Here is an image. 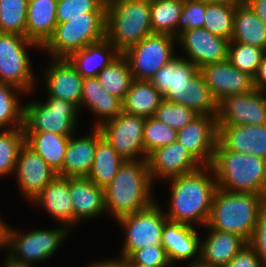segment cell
<instances>
[{"instance_id": "obj_3", "label": "cell", "mask_w": 266, "mask_h": 267, "mask_svg": "<svg viewBox=\"0 0 266 267\" xmlns=\"http://www.w3.org/2000/svg\"><path fill=\"white\" fill-rule=\"evenodd\" d=\"M218 188L266 197V159L225 149L219 142L210 165Z\"/></svg>"}, {"instance_id": "obj_34", "label": "cell", "mask_w": 266, "mask_h": 267, "mask_svg": "<svg viewBox=\"0 0 266 267\" xmlns=\"http://www.w3.org/2000/svg\"><path fill=\"white\" fill-rule=\"evenodd\" d=\"M199 68L182 56H175L163 66L150 80L154 87L164 95L172 85L186 84Z\"/></svg>"}, {"instance_id": "obj_7", "label": "cell", "mask_w": 266, "mask_h": 267, "mask_svg": "<svg viewBox=\"0 0 266 267\" xmlns=\"http://www.w3.org/2000/svg\"><path fill=\"white\" fill-rule=\"evenodd\" d=\"M79 107L60 98L47 97L46 102L24 105L25 132H52L72 136L78 123Z\"/></svg>"}, {"instance_id": "obj_40", "label": "cell", "mask_w": 266, "mask_h": 267, "mask_svg": "<svg viewBox=\"0 0 266 267\" xmlns=\"http://www.w3.org/2000/svg\"><path fill=\"white\" fill-rule=\"evenodd\" d=\"M28 0H0V32L25 36Z\"/></svg>"}, {"instance_id": "obj_5", "label": "cell", "mask_w": 266, "mask_h": 267, "mask_svg": "<svg viewBox=\"0 0 266 267\" xmlns=\"http://www.w3.org/2000/svg\"><path fill=\"white\" fill-rule=\"evenodd\" d=\"M151 34L150 0H107L106 38L120 53Z\"/></svg>"}, {"instance_id": "obj_22", "label": "cell", "mask_w": 266, "mask_h": 267, "mask_svg": "<svg viewBox=\"0 0 266 267\" xmlns=\"http://www.w3.org/2000/svg\"><path fill=\"white\" fill-rule=\"evenodd\" d=\"M32 202L41 205L40 207H43L51 217L62 222L68 229L74 224V209L68 177L57 175L32 199Z\"/></svg>"}, {"instance_id": "obj_2", "label": "cell", "mask_w": 266, "mask_h": 267, "mask_svg": "<svg viewBox=\"0 0 266 267\" xmlns=\"http://www.w3.org/2000/svg\"><path fill=\"white\" fill-rule=\"evenodd\" d=\"M153 185L147 159L125 160L112 181L104 187L106 213H113L116 221L149 207L155 201L151 193Z\"/></svg>"}, {"instance_id": "obj_28", "label": "cell", "mask_w": 266, "mask_h": 267, "mask_svg": "<svg viewBox=\"0 0 266 267\" xmlns=\"http://www.w3.org/2000/svg\"><path fill=\"white\" fill-rule=\"evenodd\" d=\"M120 52L105 38L73 52L67 59L83 78L97 77Z\"/></svg>"}, {"instance_id": "obj_4", "label": "cell", "mask_w": 266, "mask_h": 267, "mask_svg": "<svg viewBox=\"0 0 266 267\" xmlns=\"http://www.w3.org/2000/svg\"><path fill=\"white\" fill-rule=\"evenodd\" d=\"M266 197L255 193L228 192L217 188L206 227L228 232L249 242Z\"/></svg>"}, {"instance_id": "obj_25", "label": "cell", "mask_w": 266, "mask_h": 267, "mask_svg": "<svg viewBox=\"0 0 266 267\" xmlns=\"http://www.w3.org/2000/svg\"><path fill=\"white\" fill-rule=\"evenodd\" d=\"M206 238L200 241V261L210 267H225L247 244L240 236L207 228Z\"/></svg>"}, {"instance_id": "obj_46", "label": "cell", "mask_w": 266, "mask_h": 267, "mask_svg": "<svg viewBox=\"0 0 266 267\" xmlns=\"http://www.w3.org/2000/svg\"><path fill=\"white\" fill-rule=\"evenodd\" d=\"M128 259L142 267H169L170 262L163 245L147 246L134 251Z\"/></svg>"}, {"instance_id": "obj_9", "label": "cell", "mask_w": 266, "mask_h": 267, "mask_svg": "<svg viewBox=\"0 0 266 267\" xmlns=\"http://www.w3.org/2000/svg\"><path fill=\"white\" fill-rule=\"evenodd\" d=\"M157 202L116 220L126 230L120 257L128 258L134 251L149 245H161L162 230L168 218Z\"/></svg>"}, {"instance_id": "obj_43", "label": "cell", "mask_w": 266, "mask_h": 267, "mask_svg": "<svg viewBox=\"0 0 266 267\" xmlns=\"http://www.w3.org/2000/svg\"><path fill=\"white\" fill-rule=\"evenodd\" d=\"M198 115L193 109L183 104L163 99L153 117L178 132Z\"/></svg>"}, {"instance_id": "obj_48", "label": "cell", "mask_w": 266, "mask_h": 267, "mask_svg": "<svg viewBox=\"0 0 266 267\" xmlns=\"http://www.w3.org/2000/svg\"><path fill=\"white\" fill-rule=\"evenodd\" d=\"M225 267H264L261 258L247 243Z\"/></svg>"}, {"instance_id": "obj_33", "label": "cell", "mask_w": 266, "mask_h": 267, "mask_svg": "<svg viewBox=\"0 0 266 267\" xmlns=\"http://www.w3.org/2000/svg\"><path fill=\"white\" fill-rule=\"evenodd\" d=\"M97 78L110 94L121 100L124 99L134 81L129 62L123 53L107 65L97 75Z\"/></svg>"}, {"instance_id": "obj_13", "label": "cell", "mask_w": 266, "mask_h": 267, "mask_svg": "<svg viewBox=\"0 0 266 267\" xmlns=\"http://www.w3.org/2000/svg\"><path fill=\"white\" fill-rule=\"evenodd\" d=\"M218 126L266 125V92L255 88L232 94L218 102Z\"/></svg>"}, {"instance_id": "obj_1", "label": "cell", "mask_w": 266, "mask_h": 267, "mask_svg": "<svg viewBox=\"0 0 266 267\" xmlns=\"http://www.w3.org/2000/svg\"><path fill=\"white\" fill-rule=\"evenodd\" d=\"M168 181L171 183V203L165 213L168 220L189 226H206L218 188L213 168L202 166Z\"/></svg>"}, {"instance_id": "obj_29", "label": "cell", "mask_w": 266, "mask_h": 267, "mask_svg": "<svg viewBox=\"0 0 266 267\" xmlns=\"http://www.w3.org/2000/svg\"><path fill=\"white\" fill-rule=\"evenodd\" d=\"M230 42L266 50V25L247 3L236 6Z\"/></svg>"}, {"instance_id": "obj_11", "label": "cell", "mask_w": 266, "mask_h": 267, "mask_svg": "<svg viewBox=\"0 0 266 267\" xmlns=\"http://www.w3.org/2000/svg\"><path fill=\"white\" fill-rule=\"evenodd\" d=\"M32 231V232H31ZM23 234L10 228L8 254L27 264L40 263L53 254L68 237L69 229L65 226L56 229H35Z\"/></svg>"}, {"instance_id": "obj_32", "label": "cell", "mask_w": 266, "mask_h": 267, "mask_svg": "<svg viewBox=\"0 0 266 267\" xmlns=\"http://www.w3.org/2000/svg\"><path fill=\"white\" fill-rule=\"evenodd\" d=\"M125 159L102 137L98 129V143L92 169L87 176L93 183L106 187L117 174Z\"/></svg>"}, {"instance_id": "obj_17", "label": "cell", "mask_w": 266, "mask_h": 267, "mask_svg": "<svg viewBox=\"0 0 266 267\" xmlns=\"http://www.w3.org/2000/svg\"><path fill=\"white\" fill-rule=\"evenodd\" d=\"M14 173L20 192L29 201L57 176V173L26 144L19 150Z\"/></svg>"}, {"instance_id": "obj_44", "label": "cell", "mask_w": 266, "mask_h": 267, "mask_svg": "<svg viewBox=\"0 0 266 267\" xmlns=\"http://www.w3.org/2000/svg\"><path fill=\"white\" fill-rule=\"evenodd\" d=\"M107 0H58L56 18L58 23L72 17L85 16L88 12H106Z\"/></svg>"}, {"instance_id": "obj_23", "label": "cell", "mask_w": 266, "mask_h": 267, "mask_svg": "<svg viewBox=\"0 0 266 267\" xmlns=\"http://www.w3.org/2000/svg\"><path fill=\"white\" fill-rule=\"evenodd\" d=\"M69 190L74 209V225L78 221L100 217L106 213L104 188L97 186L88 177L69 178Z\"/></svg>"}, {"instance_id": "obj_53", "label": "cell", "mask_w": 266, "mask_h": 267, "mask_svg": "<svg viewBox=\"0 0 266 267\" xmlns=\"http://www.w3.org/2000/svg\"><path fill=\"white\" fill-rule=\"evenodd\" d=\"M9 225H6L3 220L0 218V247L8 249L9 245V233H10Z\"/></svg>"}, {"instance_id": "obj_6", "label": "cell", "mask_w": 266, "mask_h": 267, "mask_svg": "<svg viewBox=\"0 0 266 267\" xmlns=\"http://www.w3.org/2000/svg\"><path fill=\"white\" fill-rule=\"evenodd\" d=\"M106 38V12H88L58 23L41 48L52 58H68L73 52Z\"/></svg>"}, {"instance_id": "obj_16", "label": "cell", "mask_w": 266, "mask_h": 267, "mask_svg": "<svg viewBox=\"0 0 266 267\" xmlns=\"http://www.w3.org/2000/svg\"><path fill=\"white\" fill-rule=\"evenodd\" d=\"M147 161L152 183L157 177L169 180L202 167L178 141L156 148L148 155Z\"/></svg>"}, {"instance_id": "obj_54", "label": "cell", "mask_w": 266, "mask_h": 267, "mask_svg": "<svg viewBox=\"0 0 266 267\" xmlns=\"http://www.w3.org/2000/svg\"><path fill=\"white\" fill-rule=\"evenodd\" d=\"M7 255V258H5L7 260L4 262L5 264L2 267H33V265L31 264H27L23 261H18L14 259L11 255Z\"/></svg>"}, {"instance_id": "obj_21", "label": "cell", "mask_w": 266, "mask_h": 267, "mask_svg": "<svg viewBox=\"0 0 266 267\" xmlns=\"http://www.w3.org/2000/svg\"><path fill=\"white\" fill-rule=\"evenodd\" d=\"M218 142L227 150L266 159V125L218 126Z\"/></svg>"}, {"instance_id": "obj_39", "label": "cell", "mask_w": 266, "mask_h": 267, "mask_svg": "<svg viewBox=\"0 0 266 267\" xmlns=\"http://www.w3.org/2000/svg\"><path fill=\"white\" fill-rule=\"evenodd\" d=\"M24 144L23 127L0 130V177L14 173L19 150Z\"/></svg>"}, {"instance_id": "obj_26", "label": "cell", "mask_w": 266, "mask_h": 267, "mask_svg": "<svg viewBox=\"0 0 266 267\" xmlns=\"http://www.w3.org/2000/svg\"><path fill=\"white\" fill-rule=\"evenodd\" d=\"M84 106L99 117L94 128H99L123 111L122 100L110 94L97 77L83 79L80 108Z\"/></svg>"}, {"instance_id": "obj_36", "label": "cell", "mask_w": 266, "mask_h": 267, "mask_svg": "<svg viewBox=\"0 0 266 267\" xmlns=\"http://www.w3.org/2000/svg\"><path fill=\"white\" fill-rule=\"evenodd\" d=\"M184 0H150V18L153 33L176 37V27Z\"/></svg>"}, {"instance_id": "obj_42", "label": "cell", "mask_w": 266, "mask_h": 267, "mask_svg": "<svg viewBox=\"0 0 266 267\" xmlns=\"http://www.w3.org/2000/svg\"><path fill=\"white\" fill-rule=\"evenodd\" d=\"M144 159L156 148L177 141V131L154 117L145 119L143 128Z\"/></svg>"}, {"instance_id": "obj_31", "label": "cell", "mask_w": 266, "mask_h": 267, "mask_svg": "<svg viewBox=\"0 0 266 267\" xmlns=\"http://www.w3.org/2000/svg\"><path fill=\"white\" fill-rule=\"evenodd\" d=\"M70 136L52 132H25V144L37 153L57 174L62 170Z\"/></svg>"}, {"instance_id": "obj_41", "label": "cell", "mask_w": 266, "mask_h": 267, "mask_svg": "<svg viewBox=\"0 0 266 267\" xmlns=\"http://www.w3.org/2000/svg\"><path fill=\"white\" fill-rule=\"evenodd\" d=\"M266 50L243 43L229 42L228 60L242 72L254 77Z\"/></svg>"}, {"instance_id": "obj_52", "label": "cell", "mask_w": 266, "mask_h": 267, "mask_svg": "<svg viewBox=\"0 0 266 267\" xmlns=\"http://www.w3.org/2000/svg\"><path fill=\"white\" fill-rule=\"evenodd\" d=\"M87 267H125V258L119 257L118 259H106V261H95L90 263Z\"/></svg>"}, {"instance_id": "obj_37", "label": "cell", "mask_w": 266, "mask_h": 267, "mask_svg": "<svg viewBox=\"0 0 266 267\" xmlns=\"http://www.w3.org/2000/svg\"><path fill=\"white\" fill-rule=\"evenodd\" d=\"M235 9V5L206 2L203 28L231 41Z\"/></svg>"}, {"instance_id": "obj_47", "label": "cell", "mask_w": 266, "mask_h": 267, "mask_svg": "<svg viewBox=\"0 0 266 267\" xmlns=\"http://www.w3.org/2000/svg\"><path fill=\"white\" fill-rule=\"evenodd\" d=\"M266 267V202L261 206L255 230L248 242Z\"/></svg>"}, {"instance_id": "obj_50", "label": "cell", "mask_w": 266, "mask_h": 267, "mask_svg": "<svg viewBox=\"0 0 266 267\" xmlns=\"http://www.w3.org/2000/svg\"><path fill=\"white\" fill-rule=\"evenodd\" d=\"M254 88L266 92V53L264 54L257 73L253 77Z\"/></svg>"}, {"instance_id": "obj_49", "label": "cell", "mask_w": 266, "mask_h": 267, "mask_svg": "<svg viewBox=\"0 0 266 267\" xmlns=\"http://www.w3.org/2000/svg\"><path fill=\"white\" fill-rule=\"evenodd\" d=\"M186 84L172 85L163 95V99L172 103L182 104Z\"/></svg>"}, {"instance_id": "obj_10", "label": "cell", "mask_w": 266, "mask_h": 267, "mask_svg": "<svg viewBox=\"0 0 266 267\" xmlns=\"http://www.w3.org/2000/svg\"><path fill=\"white\" fill-rule=\"evenodd\" d=\"M177 37L153 33L129 47L123 54L127 58L134 79L151 80L175 55Z\"/></svg>"}, {"instance_id": "obj_15", "label": "cell", "mask_w": 266, "mask_h": 267, "mask_svg": "<svg viewBox=\"0 0 266 267\" xmlns=\"http://www.w3.org/2000/svg\"><path fill=\"white\" fill-rule=\"evenodd\" d=\"M177 141L202 165L210 166L218 143L216 116L198 115L177 132Z\"/></svg>"}, {"instance_id": "obj_45", "label": "cell", "mask_w": 266, "mask_h": 267, "mask_svg": "<svg viewBox=\"0 0 266 267\" xmlns=\"http://www.w3.org/2000/svg\"><path fill=\"white\" fill-rule=\"evenodd\" d=\"M206 2L203 0H184L182 13L176 27V37L185 30L203 28Z\"/></svg>"}, {"instance_id": "obj_24", "label": "cell", "mask_w": 266, "mask_h": 267, "mask_svg": "<svg viewBox=\"0 0 266 267\" xmlns=\"http://www.w3.org/2000/svg\"><path fill=\"white\" fill-rule=\"evenodd\" d=\"M70 136L66 148L62 170L57 174L62 177H87L92 169L98 143V128H93L91 135L80 138Z\"/></svg>"}, {"instance_id": "obj_30", "label": "cell", "mask_w": 266, "mask_h": 267, "mask_svg": "<svg viewBox=\"0 0 266 267\" xmlns=\"http://www.w3.org/2000/svg\"><path fill=\"white\" fill-rule=\"evenodd\" d=\"M163 95L150 80L134 79L127 94L122 100V110L126 114L153 117Z\"/></svg>"}, {"instance_id": "obj_51", "label": "cell", "mask_w": 266, "mask_h": 267, "mask_svg": "<svg viewBox=\"0 0 266 267\" xmlns=\"http://www.w3.org/2000/svg\"><path fill=\"white\" fill-rule=\"evenodd\" d=\"M246 3L266 25V0H246Z\"/></svg>"}, {"instance_id": "obj_56", "label": "cell", "mask_w": 266, "mask_h": 267, "mask_svg": "<svg viewBox=\"0 0 266 267\" xmlns=\"http://www.w3.org/2000/svg\"><path fill=\"white\" fill-rule=\"evenodd\" d=\"M189 265L187 267H210L209 265H206V264L202 263L201 261H197V262L193 261Z\"/></svg>"}, {"instance_id": "obj_18", "label": "cell", "mask_w": 266, "mask_h": 267, "mask_svg": "<svg viewBox=\"0 0 266 267\" xmlns=\"http://www.w3.org/2000/svg\"><path fill=\"white\" fill-rule=\"evenodd\" d=\"M199 71L218 102L229 95L254 89L253 77L234 67L228 59L208 64Z\"/></svg>"}, {"instance_id": "obj_19", "label": "cell", "mask_w": 266, "mask_h": 267, "mask_svg": "<svg viewBox=\"0 0 266 267\" xmlns=\"http://www.w3.org/2000/svg\"><path fill=\"white\" fill-rule=\"evenodd\" d=\"M43 73L48 97L60 98L79 107L83 88V77L67 58H52Z\"/></svg>"}, {"instance_id": "obj_12", "label": "cell", "mask_w": 266, "mask_h": 267, "mask_svg": "<svg viewBox=\"0 0 266 267\" xmlns=\"http://www.w3.org/2000/svg\"><path fill=\"white\" fill-rule=\"evenodd\" d=\"M145 117L121 112L98 129L102 137L125 160L144 159L143 128Z\"/></svg>"}, {"instance_id": "obj_27", "label": "cell", "mask_w": 266, "mask_h": 267, "mask_svg": "<svg viewBox=\"0 0 266 267\" xmlns=\"http://www.w3.org/2000/svg\"><path fill=\"white\" fill-rule=\"evenodd\" d=\"M58 0L28 1L25 37L42 48L52 37L57 26Z\"/></svg>"}, {"instance_id": "obj_35", "label": "cell", "mask_w": 266, "mask_h": 267, "mask_svg": "<svg viewBox=\"0 0 266 267\" xmlns=\"http://www.w3.org/2000/svg\"><path fill=\"white\" fill-rule=\"evenodd\" d=\"M182 104L199 115L217 116L218 101L208 88L200 71L186 83Z\"/></svg>"}, {"instance_id": "obj_20", "label": "cell", "mask_w": 266, "mask_h": 267, "mask_svg": "<svg viewBox=\"0 0 266 267\" xmlns=\"http://www.w3.org/2000/svg\"><path fill=\"white\" fill-rule=\"evenodd\" d=\"M200 241L193 226L168 220L162 230L161 244L171 265L173 262L187 261L195 256L194 262L200 261Z\"/></svg>"}, {"instance_id": "obj_55", "label": "cell", "mask_w": 266, "mask_h": 267, "mask_svg": "<svg viewBox=\"0 0 266 267\" xmlns=\"http://www.w3.org/2000/svg\"><path fill=\"white\" fill-rule=\"evenodd\" d=\"M207 3H224L229 5H241L246 3V0H203Z\"/></svg>"}, {"instance_id": "obj_38", "label": "cell", "mask_w": 266, "mask_h": 267, "mask_svg": "<svg viewBox=\"0 0 266 267\" xmlns=\"http://www.w3.org/2000/svg\"><path fill=\"white\" fill-rule=\"evenodd\" d=\"M22 92L12 85L0 82V130L11 125L10 129L23 127L24 106H20L19 96H16Z\"/></svg>"}, {"instance_id": "obj_14", "label": "cell", "mask_w": 266, "mask_h": 267, "mask_svg": "<svg viewBox=\"0 0 266 267\" xmlns=\"http://www.w3.org/2000/svg\"><path fill=\"white\" fill-rule=\"evenodd\" d=\"M187 60L199 69L228 59L229 40L204 28L185 30L177 36Z\"/></svg>"}, {"instance_id": "obj_8", "label": "cell", "mask_w": 266, "mask_h": 267, "mask_svg": "<svg viewBox=\"0 0 266 267\" xmlns=\"http://www.w3.org/2000/svg\"><path fill=\"white\" fill-rule=\"evenodd\" d=\"M37 44L25 36L0 32V82L12 85L23 93L33 90L35 74L31 68L27 48Z\"/></svg>"}, {"instance_id": "obj_57", "label": "cell", "mask_w": 266, "mask_h": 267, "mask_svg": "<svg viewBox=\"0 0 266 267\" xmlns=\"http://www.w3.org/2000/svg\"><path fill=\"white\" fill-rule=\"evenodd\" d=\"M125 267H142V266L133 264L128 258H125Z\"/></svg>"}]
</instances>
